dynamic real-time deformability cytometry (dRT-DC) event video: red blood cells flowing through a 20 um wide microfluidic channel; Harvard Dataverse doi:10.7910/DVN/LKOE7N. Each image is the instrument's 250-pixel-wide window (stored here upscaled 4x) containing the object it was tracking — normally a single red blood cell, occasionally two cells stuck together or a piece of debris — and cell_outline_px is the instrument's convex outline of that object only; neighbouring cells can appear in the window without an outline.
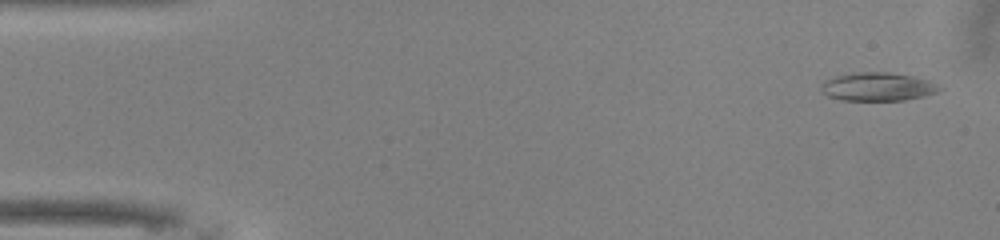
{"species": "common noctule bat (a hibernating species)", "species_latin": "Nyctalus noctula", "temperature_condition": "warm", "stored_images_in_passage": 50, "camera_frame_rate_fps": 3000, "um_per_image_px": 0.085, "animal": {"sex": "male", "body_mass_g": 13.0, "forearm_length_mm": 53.1}, "frame": {"image": 1, "passage_image": 2, "time_ms": 0.333, "image_size_px": [1000, 240], "cell_outline_px": [[944, 88], [936, 92], [924, 96], [904, 100], [840, 100], [828, 96], [820, 92], [820, 84], [824, 80], [832, 76], [852, 72], [888, 72], [912, 76], [928, 80]], "centroid_in_image_um": [74.53, 7.36], "position_along_channel_um": 10.5, "area_um2": 19.83}}
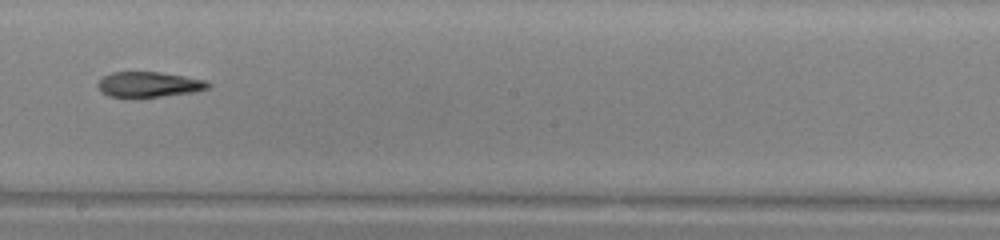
{"frame": {"image": 2, "passage_image": 28, "time_ms": 9.0, "image_size_px": [1000, 240], "cell_outline_px": [[212, 84], [208, 88], [192, 92], [164, 96], [108, 96], [100, 92], [96, 84], [104, 76], [112, 72], [160, 72], [184, 76], [204, 80]], "centroid_in_image_um": [12.64, 7.16], "position_along_channel_um": 235.6, "area_um2": 16.01}}
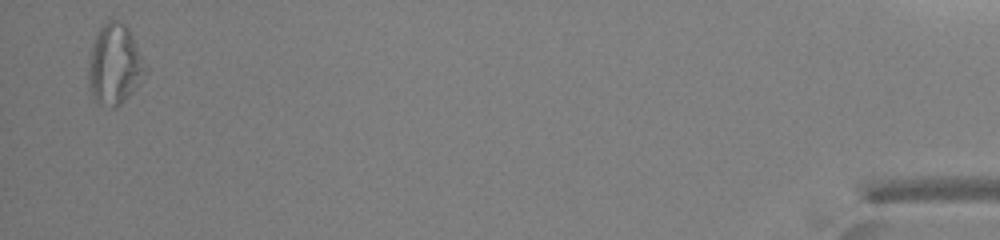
{"frame": {"image": 3, "passage_image": 49, "time_ms": 16.0, "image_size_px": [1000, 240], "cell_outline_px": [[148, 72], [136, 88], [116, 108], [112, 108], [96, 104], [88, 88], [88, 64], [92, 48], [96, 36], [100, 28], [108, 20], [116, 20], [124, 24], [128, 28], [148, 68]], "centroid_in_image_um": [9.74, 5.54], "position_along_channel_um": 425.5, "area_um2": 26.76}, "authors_computed_cell_mechanics": {"area_um2": 18.2648, "velocity_mm_per_s": 4.0546, "shape_relaxation_time_tau1_ms": 10.8796, "shape_relaxation_time_tau2_ms": null, "deformation_change_tau1": 0.2511, "deformation_change_tau2": null}}